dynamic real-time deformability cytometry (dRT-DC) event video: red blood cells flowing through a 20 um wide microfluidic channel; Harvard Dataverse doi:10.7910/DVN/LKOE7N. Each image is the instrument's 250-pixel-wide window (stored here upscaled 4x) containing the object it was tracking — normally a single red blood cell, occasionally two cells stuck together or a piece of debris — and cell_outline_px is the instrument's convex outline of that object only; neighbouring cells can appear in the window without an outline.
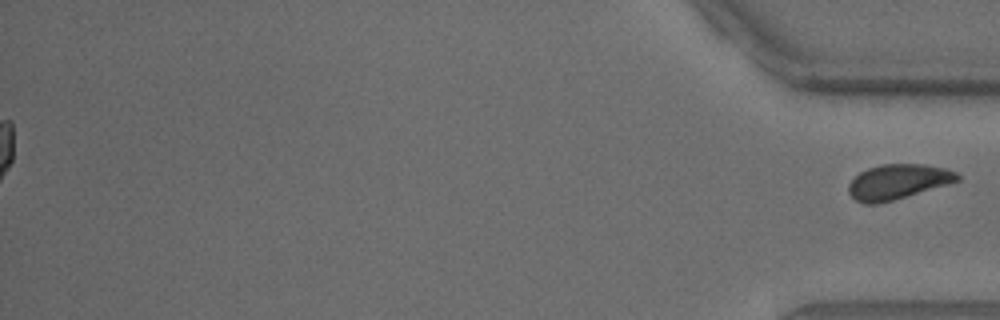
{"species": "common noctule bat (a hibernating species)", "species_latin": "Nyctalus noctula", "temperature_condition": "warm", "stored_images_in_passage": 39, "segment_of_instrument_passage": [2, 2], "camera_frame_rate_fps": 3000, "um_per_image_px": 0.085, "animal": {"sex": "male", "body_mass_g": 18.8}, "frame": {"image": 1, "passage_image": 39, "time_ms": 12.667, "image_size_px": [1000, 320], "cell_outline_px": [[960, 180], [948, 184], [892, 200], [876, 204], [864, 204], [856, 200], [848, 192], [848, 184], [860, 172], [868, 168], [880, 164], [924, 164], [944, 168], [956, 172], [960, 176]], "centroid_in_image_um": [76.3, 15.44], "position_along_channel_um": 358.9, "area_um2": 21.96}}